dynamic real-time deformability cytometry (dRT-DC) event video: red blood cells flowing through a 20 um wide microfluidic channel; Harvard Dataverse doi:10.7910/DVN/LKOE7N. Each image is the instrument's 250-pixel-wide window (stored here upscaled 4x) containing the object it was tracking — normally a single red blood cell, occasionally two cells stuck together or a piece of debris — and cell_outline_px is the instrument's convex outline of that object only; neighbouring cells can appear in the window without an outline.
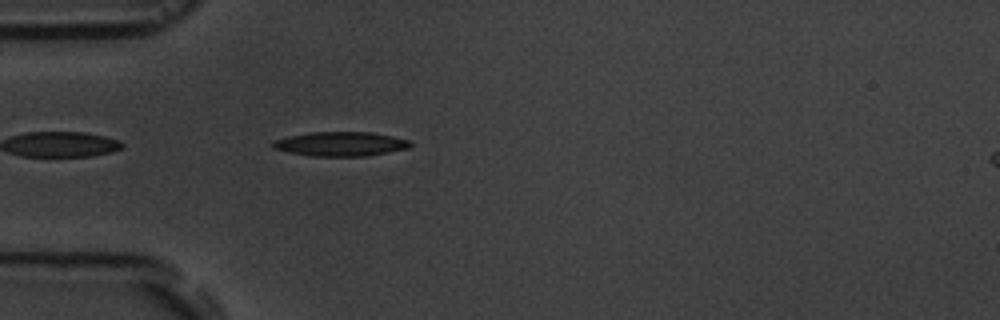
{"species": "common noctule bat (a hibernating species)", "species_latin": "Nyctalus noctula", "temperature_condition": "room temperature", "stored_images_in_passage": 39, "camera_frame_rate_fps": 3000, "um_per_image_px": 0.085, "animal": {"sex": "male", "body_mass_g": 19.5, "forearm_length_mm": 54.6}, "frame": {"image": 1, "passage_image": 2, "time_ms": 0.333, "image_size_px": [1000, 320], "cell_outline_px": [[412, 144], [408, 148], [368, 156], [312, 156], [288, 152], [272, 148], [272, 140], [288, 136], [308, 132], [372, 132], [392, 136], [408, 140]], "centroid_in_image_um": [28.91, 12.23], "position_along_channel_um": 56.1, "area_um2": 19.54}}
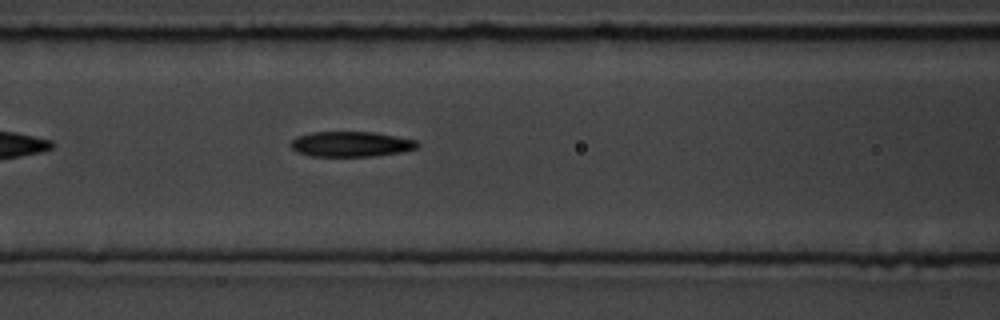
{"frame": {"image": 2, "passage_image": 9, "time_ms": 2.667, "image_size_px": [1000, 320], "cell_outline_px": [[420, 144], [416, 148], [400, 152], [376, 156], [312, 156], [296, 152], [288, 144], [296, 136], [312, 132], [372, 132], [416, 140]], "centroid_in_image_um": [29.79, 12.25], "position_along_channel_um": 136.8, "area_um2": 18.61}}
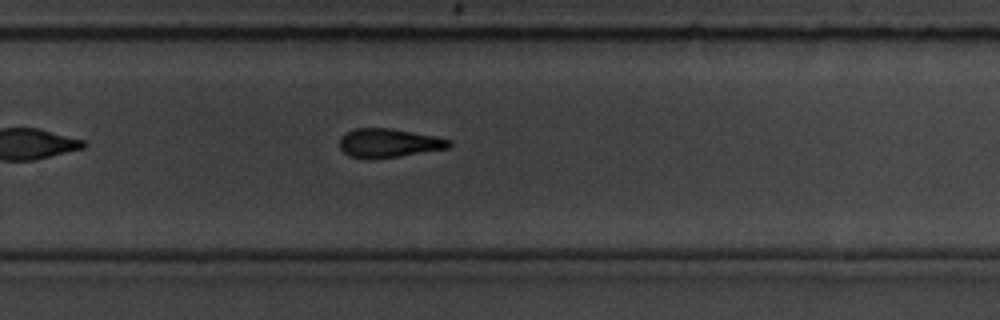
{"frame": {"image": 3, "passage_image": 22, "time_ms": 7.0, "image_size_px": [1000, 320], "cell_outline_px": [[452, 144], [448, 148], [400, 156], [368, 160], [348, 156], [340, 148], [340, 136], [344, 132], [356, 128], [392, 128], [436, 136], [452, 140]], "centroid_in_image_um": [33.02, 12.16], "position_along_channel_um": 296.8, "area_um2": 18.73}, "authors_computed_cell_mechanics": {"area_um2": 18.785, "velocity_mm_per_s": 3.702, "shape_relaxation_time_tau1_ms": 4.0822, "shape_relaxation_time_tau2_ms": null, "deformation_change_tau1": 0.1499, "deformation_change_tau2": null}}